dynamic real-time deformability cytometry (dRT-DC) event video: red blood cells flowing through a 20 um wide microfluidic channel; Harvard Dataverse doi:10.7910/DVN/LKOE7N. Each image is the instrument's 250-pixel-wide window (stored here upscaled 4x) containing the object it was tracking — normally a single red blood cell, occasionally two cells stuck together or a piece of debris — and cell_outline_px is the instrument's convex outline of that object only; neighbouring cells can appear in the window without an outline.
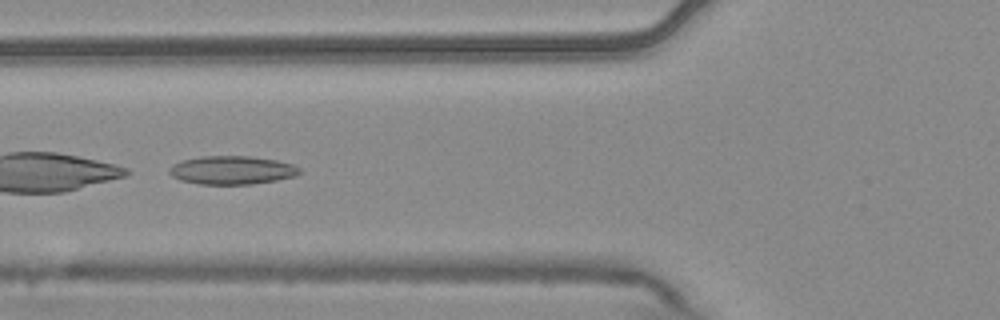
{"species": "common noctule bat (a hibernating species)", "species_latin": "Nyctalus noctula", "temperature_condition": "warm", "stored_images_in_passage": 10, "camera_frame_rate_fps": 3000, "um_per_image_px": 0.085, "animal": {"sex": "male", "body_mass_g": 20.4}, "frame": {"image": 1, "passage_image": 5, "time_ms": 1.333, "image_size_px": [1000, 320], "cell_outline_px": [[300, 172], [296, 176], [276, 180], [252, 184], [200, 184], [180, 180], [172, 176], [168, 172], [168, 168], [172, 164], [184, 160], [200, 156], [252, 156], [276, 160], [292, 164], [300, 168]], "centroid_in_image_um": [19.7, 14.46], "position_along_channel_um": 106.1, "area_um2": 21.62}}
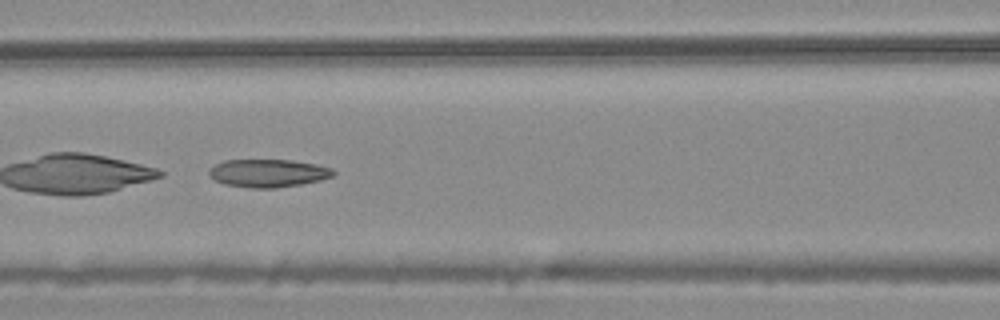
{"frame": {"image": 2, "passage_image": 6, "time_ms": 1.667, "image_size_px": [1000, 320], "cell_outline_px": [[336, 172], [332, 176], [320, 180], [300, 184], [276, 188], [252, 188], [224, 184], [208, 176], [208, 172], [216, 164], [224, 160], [292, 160], [316, 164], [332, 168]], "centroid_in_image_um": [22.79, 14.71], "position_along_channel_um": 143.8, "area_um2": 20.17}}
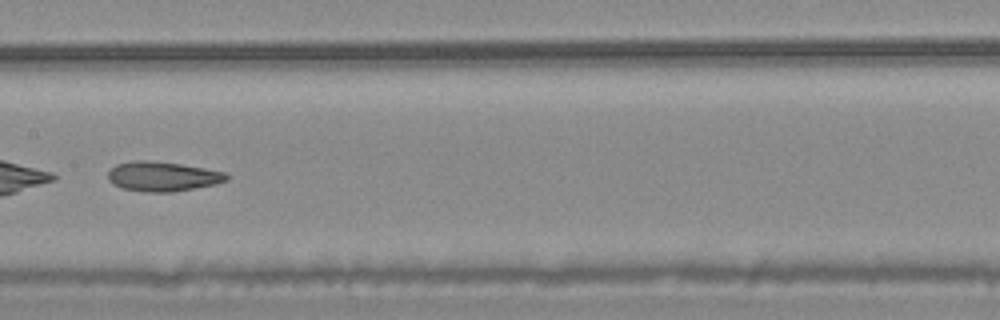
{"frame": {"image": 3, "passage_image": 7, "time_ms": 2.0, "image_size_px": [1000, 320], "cell_outline_px": [[228, 180], [216, 184], [172, 192], [144, 192], [124, 188], [112, 184], [108, 180], [108, 172], [116, 164], [136, 160], [148, 160], [180, 164], [204, 168], [224, 172], [228, 176]], "centroid_in_image_um": [13.8, 15.0], "position_along_channel_um": 193.6, "area_um2": 20.4}}